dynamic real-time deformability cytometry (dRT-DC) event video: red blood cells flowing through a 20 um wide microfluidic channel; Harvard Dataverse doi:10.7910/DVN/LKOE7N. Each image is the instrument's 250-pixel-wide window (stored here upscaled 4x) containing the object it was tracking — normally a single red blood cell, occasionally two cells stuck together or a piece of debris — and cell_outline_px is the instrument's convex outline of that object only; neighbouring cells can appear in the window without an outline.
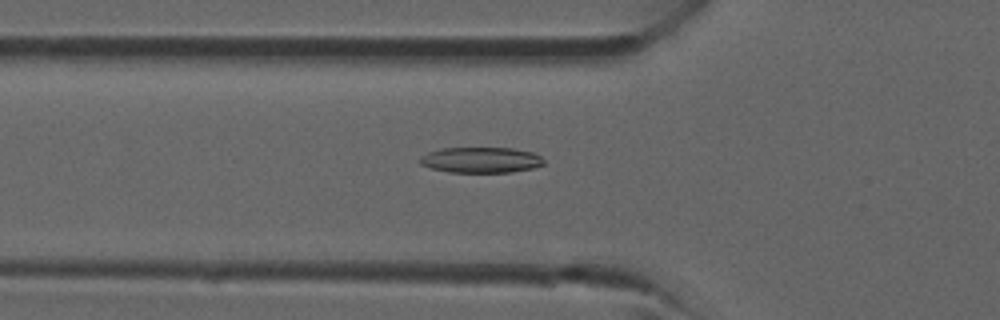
{"species": "common noctule bat (a hibernating species)", "species_latin": "Nyctalus noctula", "temperature_condition": "room temperature", "stored_images_in_passage": 36, "camera_frame_rate_fps": 3000, "um_per_image_px": 0.085, "animal": {"sex": "male", "forearm_length_mm": 52.5}, "frame": {"image": 1, "passage_image": 14, "time_ms": 4.333, "image_size_px": [1000, 320], "cell_outline_px": [[544, 164], [532, 168], [512, 172], [448, 172], [432, 168], [420, 164], [420, 156], [428, 152], [440, 148], [512, 148], [532, 152], [540, 156], [544, 160]], "centroid_in_image_um": [40.87, 13.59], "position_along_channel_um": 84.9, "area_um2": 18.5}}
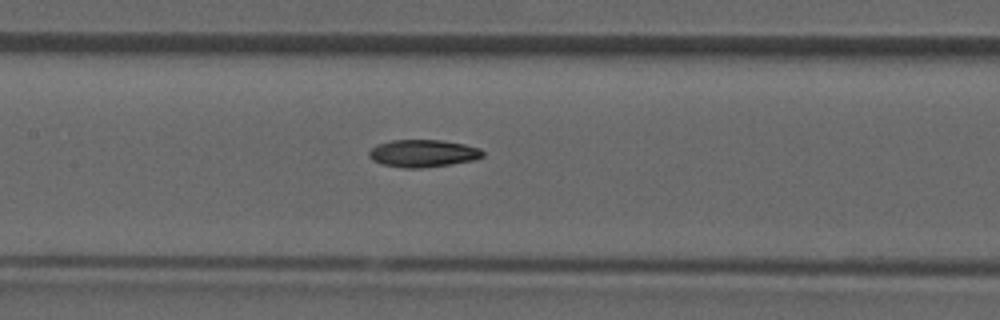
{"frame": {"image": 2, "passage_image": 19, "time_ms": 6.0, "image_size_px": [1000, 320], "cell_outline_px": [[484, 156], [472, 160], [448, 164], [420, 168], [404, 168], [380, 164], [372, 160], [368, 156], [368, 152], [376, 144], [392, 140], [444, 140], [464, 144], [480, 148], [484, 152]], "centroid_in_image_um": [35.92, 13.03], "position_along_channel_um": 171.5, "area_um2": 18.21}}
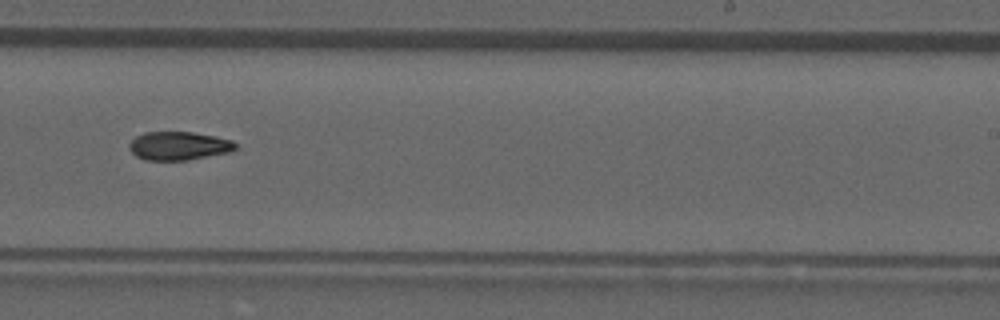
{"frame": {"image": 3, "passage_image": 25, "time_ms": 8.0, "image_size_px": [1000, 320], "cell_outline_px": [[236, 148], [232, 152], [188, 160], [144, 160], [136, 156], [128, 148], [128, 144], [136, 136], [144, 132], [192, 132], [216, 136], [232, 140], [236, 144]], "centroid_in_image_um": [15.2, 12.4], "position_along_channel_um": 273.8, "area_um2": 17.8}}